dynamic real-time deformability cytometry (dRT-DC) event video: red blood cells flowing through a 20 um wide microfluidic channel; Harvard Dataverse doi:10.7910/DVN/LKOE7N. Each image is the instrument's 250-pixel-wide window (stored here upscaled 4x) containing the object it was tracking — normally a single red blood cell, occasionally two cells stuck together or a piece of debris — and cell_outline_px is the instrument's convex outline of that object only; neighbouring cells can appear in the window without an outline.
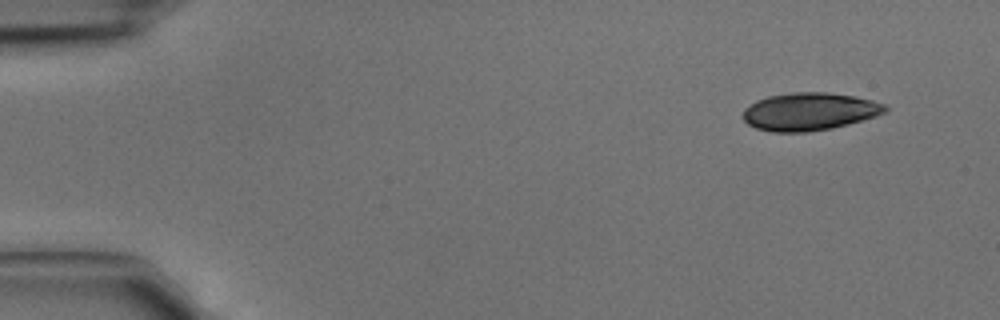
{"species": "common noctule bat (a hibernating species)", "species_latin": "Nyctalus noctula", "temperature_condition": "cold", "stored_images_in_passage": 4, "camera_frame_rate_fps": 3000, "um_per_image_px": 0.085, "animal": {"sex": "male", "body_mass_g": 15.6}, "frame": {"image": 1, "passage_image": 1, "time_ms": 0.0, "image_size_px": [1000, 320], "cell_outline_px": [[888, 108], [884, 112], [876, 116], [848, 124], [832, 128], [808, 132], [772, 132], [756, 128], [748, 124], [744, 120], [744, 108], [756, 100], [768, 96], [792, 92], [828, 92], [856, 96], [872, 100], [884, 104]], "centroid_in_image_um": [68.79, 9.48], "position_along_channel_um": 16.2, "area_um2": 31.33}}
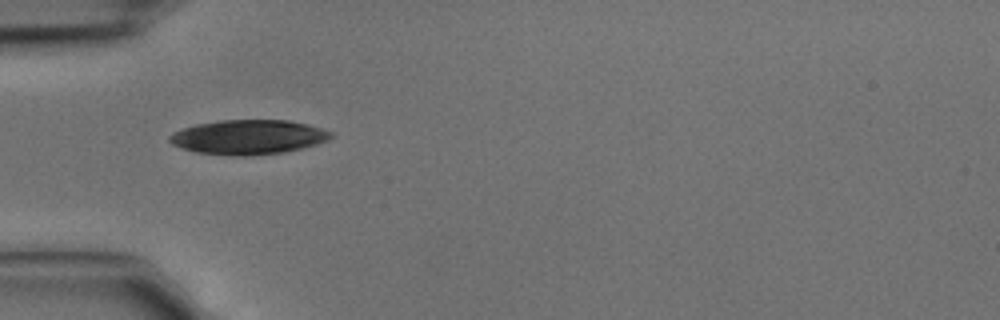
{"frame": {"image": 2, "passage_image": 4, "time_ms": 1.0, "image_size_px": [1000, 320], "cell_outline_px": [[332, 136], [328, 140], [304, 148], [284, 152], [244, 156], [232, 156], [196, 152], [180, 148], [172, 144], [168, 140], [168, 136], [172, 132], [196, 124], [220, 120], [288, 120], [308, 124], [332, 132]], "centroid_in_image_um": [21.08, 11.65], "position_along_channel_um": 63.9, "area_um2": 32.6}}